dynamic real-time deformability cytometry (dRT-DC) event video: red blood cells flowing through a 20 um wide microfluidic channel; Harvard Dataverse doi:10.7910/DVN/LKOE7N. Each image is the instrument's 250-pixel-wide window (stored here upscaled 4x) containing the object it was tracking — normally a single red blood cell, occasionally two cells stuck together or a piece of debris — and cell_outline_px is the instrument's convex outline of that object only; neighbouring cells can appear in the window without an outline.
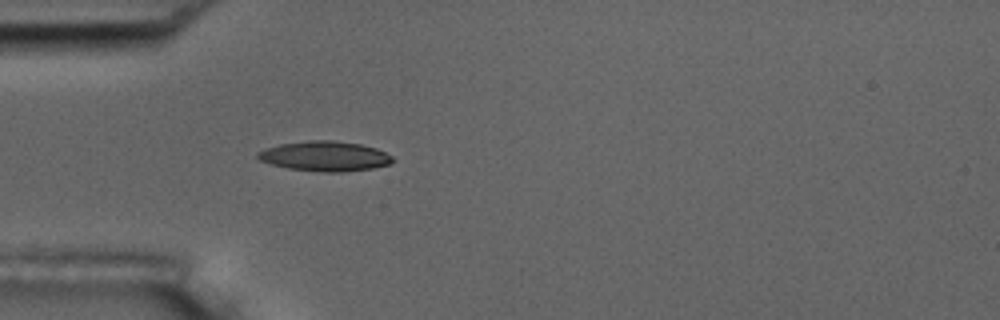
{"species": "common noctule bat (a hibernating species)", "species_latin": "Nyctalus noctula", "temperature_condition": "room temperature", "stored_images_in_passage": 1, "camera_frame_rate_fps": 3000, "um_per_image_px": 0.085, "animal": {"sex": "male", "body_mass_g": 17.5, "forearm_length_mm": 52.3}, "frame": {"image": 1, "passage_image": 1, "time_ms": 0.0, "image_size_px": [1000, 320], "cell_outline_px": [[396, 160], [388, 164], [372, 168], [344, 172], [324, 172], [288, 168], [272, 164], [260, 160], [256, 156], [256, 152], [264, 148], [280, 144], [312, 140], [332, 140], [360, 144], [376, 148], [392, 156]], "centroid_in_image_um": [27.6, 13.27], "position_along_channel_um": 57.4, "area_um2": 23.47}}